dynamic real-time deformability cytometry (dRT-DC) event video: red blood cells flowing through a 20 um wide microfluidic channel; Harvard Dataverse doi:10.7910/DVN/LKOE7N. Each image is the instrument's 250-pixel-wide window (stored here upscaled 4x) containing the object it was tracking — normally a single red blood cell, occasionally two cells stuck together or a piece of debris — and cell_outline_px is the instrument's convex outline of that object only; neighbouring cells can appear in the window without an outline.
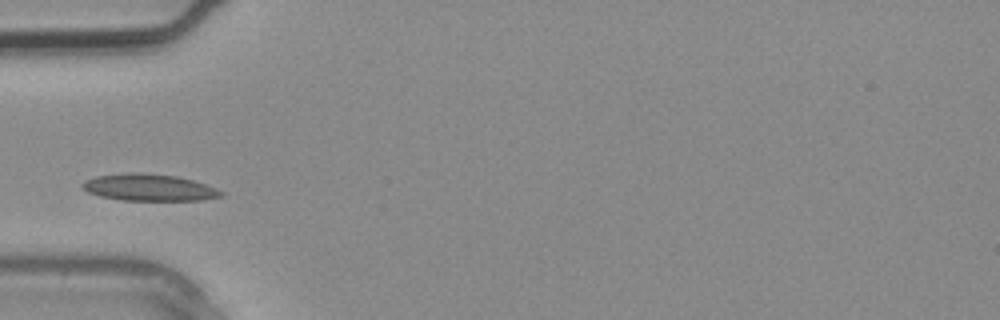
{"species": "common noctule bat (a hibernating species)", "species_latin": "Nyctalus noctula", "temperature_condition": "warm", "stored_images_in_passage": 1, "camera_frame_rate_fps": 3000, "um_per_image_px": 0.085, "animal": {"sex": "male", "body_mass_g": 20.4}, "frame": {"image": 1, "passage_image": 1, "time_ms": 0.0, "image_size_px": [1000, 320], "cell_outline_px": [[224, 196], [200, 200], [124, 200], [100, 196], [88, 192], [80, 188], [80, 184], [84, 180], [96, 176], [128, 172], [136, 172], [176, 176], [192, 180], [216, 188], [224, 192]], "centroid_in_image_um": [12.63, 15.93], "position_along_channel_um": 72.4, "area_um2": 21.68}}